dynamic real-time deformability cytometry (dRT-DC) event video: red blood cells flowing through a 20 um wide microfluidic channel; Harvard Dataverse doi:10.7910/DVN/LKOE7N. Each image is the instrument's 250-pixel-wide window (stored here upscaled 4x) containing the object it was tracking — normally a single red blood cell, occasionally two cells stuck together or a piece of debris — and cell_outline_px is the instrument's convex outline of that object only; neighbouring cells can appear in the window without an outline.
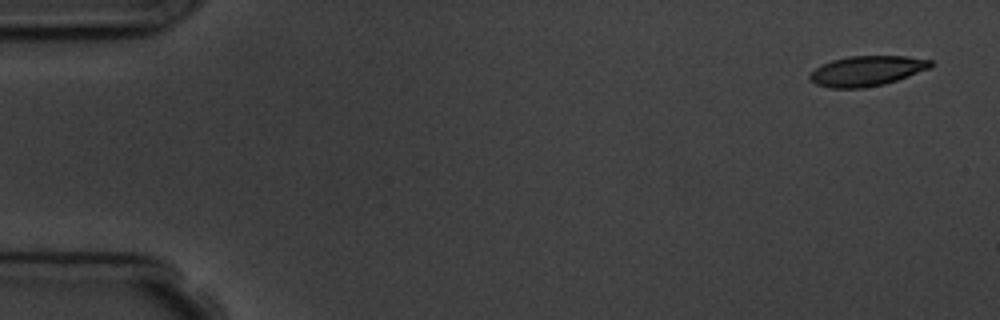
{"species": "common noctule bat (a hibernating species)", "species_latin": "Nyctalus noctula", "temperature_condition": "room temperature", "stored_images_in_passage": 5, "camera_frame_rate_fps": 3000, "um_per_image_px": 0.085, "animal": {"sex": "male", "body_mass_g": 19.5, "forearm_length_mm": 54.6}, "frame": {"image": 1, "passage_image": 1, "time_ms": 0.0, "image_size_px": [1000, 320], "cell_outline_px": [[932, 64], [928, 68], [908, 76], [884, 84], [864, 88], [832, 88], [816, 84], [808, 80], [808, 76], [816, 68], [832, 60], [848, 56], [904, 56], [932, 60]], "centroid_in_image_um": [73.64, 6.03], "position_along_channel_um": 11.4, "area_um2": 20.98}}
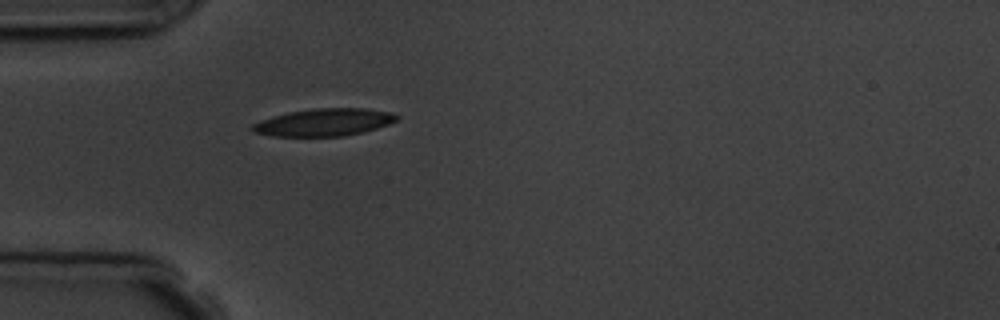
{"frame": {"image": 2, "passage_image": 5, "time_ms": 4.667, "image_size_px": [1000, 320], "cell_outline_px": [[400, 116], [396, 120], [388, 124], [364, 132], [344, 136], [272, 136], [256, 132], [252, 128], [252, 124], [260, 120], [272, 116], [288, 112], [312, 108], [364, 108], [392, 112]], "centroid_in_image_um": [27.56, 10.39], "position_along_channel_um": 57.4, "area_um2": 23.06}}